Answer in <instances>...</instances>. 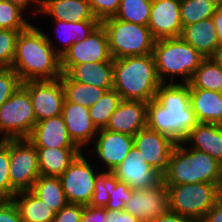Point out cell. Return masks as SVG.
Listing matches in <instances>:
<instances>
[{
  "instance_id": "obj_1",
  "label": "cell",
  "mask_w": 222,
  "mask_h": 222,
  "mask_svg": "<svg viewBox=\"0 0 222 222\" xmlns=\"http://www.w3.org/2000/svg\"><path fill=\"white\" fill-rule=\"evenodd\" d=\"M187 83H162L147 103V128L181 143L198 123L190 106Z\"/></svg>"
},
{
  "instance_id": "obj_2",
  "label": "cell",
  "mask_w": 222,
  "mask_h": 222,
  "mask_svg": "<svg viewBox=\"0 0 222 222\" xmlns=\"http://www.w3.org/2000/svg\"><path fill=\"white\" fill-rule=\"evenodd\" d=\"M11 68L22 83L54 80L62 76L61 57L50 45L43 30L32 23L18 36Z\"/></svg>"
},
{
  "instance_id": "obj_3",
  "label": "cell",
  "mask_w": 222,
  "mask_h": 222,
  "mask_svg": "<svg viewBox=\"0 0 222 222\" xmlns=\"http://www.w3.org/2000/svg\"><path fill=\"white\" fill-rule=\"evenodd\" d=\"M113 84L122 100L149 102L162 84L153 54L113 59Z\"/></svg>"
},
{
  "instance_id": "obj_4",
  "label": "cell",
  "mask_w": 222,
  "mask_h": 222,
  "mask_svg": "<svg viewBox=\"0 0 222 222\" xmlns=\"http://www.w3.org/2000/svg\"><path fill=\"white\" fill-rule=\"evenodd\" d=\"M165 184L206 182L222 188V164L209 154L176 143L163 175Z\"/></svg>"
},
{
  "instance_id": "obj_5",
  "label": "cell",
  "mask_w": 222,
  "mask_h": 222,
  "mask_svg": "<svg viewBox=\"0 0 222 222\" xmlns=\"http://www.w3.org/2000/svg\"><path fill=\"white\" fill-rule=\"evenodd\" d=\"M157 74L162 83H175L174 77L188 83L205 57L186 43L181 36L157 39L153 48ZM175 75V76H174Z\"/></svg>"
},
{
  "instance_id": "obj_6",
  "label": "cell",
  "mask_w": 222,
  "mask_h": 222,
  "mask_svg": "<svg viewBox=\"0 0 222 222\" xmlns=\"http://www.w3.org/2000/svg\"><path fill=\"white\" fill-rule=\"evenodd\" d=\"M101 24L106 30L113 59L153 53L156 39L148 26L121 21L114 17L103 20Z\"/></svg>"
},
{
  "instance_id": "obj_7",
  "label": "cell",
  "mask_w": 222,
  "mask_h": 222,
  "mask_svg": "<svg viewBox=\"0 0 222 222\" xmlns=\"http://www.w3.org/2000/svg\"><path fill=\"white\" fill-rule=\"evenodd\" d=\"M169 191V211L200 222L222 195V188L206 182L165 184Z\"/></svg>"
},
{
  "instance_id": "obj_8",
  "label": "cell",
  "mask_w": 222,
  "mask_h": 222,
  "mask_svg": "<svg viewBox=\"0 0 222 222\" xmlns=\"http://www.w3.org/2000/svg\"><path fill=\"white\" fill-rule=\"evenodd\" d=\"M36 123L29 91L21 84L0 106L1 140L27 138Z\"/></svg>"
},
{
  "instance_id": "obj_9",
  "label": "cell",
  "mask_w": 222,
  "mask_h": 222,
  "mask_svg": "<svg viewBox=\"0 0 222 222\" xmlns=\"http://www.w3.org/2000/svg\"><path fill=\"white\" fill-rule=\"evenodd\" d=\"M10 143L9 176L11 199L20 191L31 190L40 176L36 147L27 138L6 139Z\"/></svg>"
},
{
  "instance_id": "obj_10",
  "label": "cell",
  "mask_w": 222,
  "mask_h": 222,
  "mask_svg": "<svg viewBox=\"0 0 222 222\" xmlns=\"http://www.w3.org/2000/svg\"><path fill=\"white\" fill-rule=\"evenodd\" d=\"M83 152L80 153L59 179L68 203L89 205L97 172Z\"/></svg>"
},
{
  "instance_id": "obj_11",
  "label": "cell",
  "mask_w": 222,
  "mask_h": 222,
  "mask_svg": "<svg viewBox=\"0 0 222 222\" xmlns=\"http://www.w3.org/2000/svg\"><path fill=\"white\" fill-rule=\"evenodd\" d=\"M106 30L100 24L79 43H74L61 56L62 73H67L74 65L109 61L111 59Z\"/></svg>"
},
{
  "instance_id": "obj_12",
  "label": "cell",
  "mask_w": 222,
  "mask_h": 222,
  "mask_svg": "<svg viewBox=\"0 0 222 222\" xmlns=\"http://www.w3.org/2000/svg\"><path fill=\"white\" fill-rule=\"evenodd\" d=\"M22 85L29 91L37 122L61 115L65 92L60 78L27 81Z\"/></svg>"
},
{
  "instance_id": "obj_13",
  "label": "cell",
  "mask_w": 222,
  "mask_h": 222,
  "mask_svg": "<svg viewBox=\"0 0 222 222\" xmlns=\"http://www.w3.org/2000/svg\"><path fill=\"white\" fill-rule=\"evenodd\" d=\"M126 212L150 222L169 211V191L164 182L157 186L132 190V195L125 205Z\"/></svg>"
},
{
  "instance_id": "obj_14",
  "label": "cell",
  "mask_w": 222,
  "mask_h": 222,
  "mask_svg": "<svg viewBox=\"0 0 222 222\" xmlns=\"http://www.w3.org/2000/svg\"><path fill=\"white\" fill-rule=\"evenodd\" d=\"M176 142L170 137L149 128L139 130L133 136V146L140 151L145 161L162 175L168 167L171 152Z\"/></svg>"
},
{
  "instance_id": "obj_15",
  "label": "cell",
  "mask_w": 222,
  "mask_h": 222,
  "mask_svg": "<svg viewBox=\"0 0 222 222\" xmlns=\"http://www.w3.org/2000/svg\"><path fill=\"white\" fill-rule=\"evenodd\" d=\"M140 151L133 147L126 158L112 172L116 178L127 183L133 190L145 189L163 182V175L151 167L139 155Z\"/></svg>"
},
{
  "instance_id": "obj_16",
  "label": "cell",
  "mask_w": 222,
  "mask_h": 222,
  "mask_svg": "<svg viewBox=\"0 0 222 222\" xmlns=\"http://www.w3.org/2000/svg\"><path fill=\"white\" fill-rule=\"evenodd\" d=\"M148 28L156 40L180 37V0H152Z\"/></svg>"
},
{
  "instance_id": "obj_17",
  "label": "cell",
  "mask_w": 222,
  "mask_h": 222,
  "mask_svg": "<svg viewBox=\"0 0 222 222\" xmlns=\"http://www.w3.org/2000/svg\"><path fill=\"white\" fill-rule=\"evenodd\" d=\"M95 153L105 163L106 171H113L126 158L133 146V136L99 129L95 136Z\"/></svg>"
},
{
  "instance_id": "obj_18",
  "label": "cell",
  "mask_w": 222,
  "mask_h": 222,
  "mask_svg": "<svg viewBox=\"0 0 222 222\" xmlns=\"http://www.w3.org/2000/svg\"><path fill=\"white\" fill-rule=\"evenodd\" d=\"M147 127V102L122 100L105 129L134 136Z\"/></svg>"
},
{
  "instance_id": "obj_19",
  "label": "cell",
  "mask_w": 222,
  "mask_h": 222,
  "mask_svg": "<svg viewBox=\"0 0 222 222\" xmlns=\"http://www.w3.org/2000/svg\"><path fill=\"white\" fill-rule=\"evenodd\" d=\"M27 139L35 147L79 148L71 139L62 115L37 122Z\"/></svg>"
},
{
  "instance_id": "obj_20",
  "label": "cell",
  "mask_w": 222,
  "mask_h": 222,
  "mask_svg": "<svg viewBox=\"0 0 222 222\" xmlns=\"http://www.w3.org/2000/svg\"><path fill=\"white\" fill-rule=\"evenodd\" d=\"M61 115L71 139L80 149L95 139L98 129L92 122L89 108L64 100Z\"/></svg>"
},
{
  "instance_id": "obj_21",
  "label": "cell",
  "mask_w": 222,
  "mask_h": 222,
  "mask_svg": "<svg viewBox=\"0 0 222 222\" xmlns=\"http://www.w3.org/2000/svg\"><path fill=\"white\" fill-rule=\"evenodd\" d=\"M184 144L203 151L222 164V125L198 122L188 133Z\"/></svg>"
},
{
  "instance_id": "obj_22",
  "label": "cell",
  "mask_w": 222,
  "mask_h": 222,
  "mask_svg": "<svg viewBox=\"0 0 222 222\" xmlns=\"http://www.w3.org/2000/svg\"><path fill=\"white\" fill-rule=\"evenodd\" d=\"M190 106L197 122L222 125V92L189 88Z\"/></svg>"
},
{
  "instance_id": "obj_23",
  "label": "cell",
  "mask_w": 222,
  "mask_h": 222,
  "mask_svg": "<svg viewBox=\"0 0 222 222\" xmlns=\"http://www.w3.org/2000/svg\"><path fill=\"white\" fill-rule=\"evenodd\" d=\"M73 81L97 86L106 91L114 88L113 58L109 61L82 63L74 65L66 73Z\"/></svg>"
},
{
  "instance_id": "obj_24",
  "label": "cell",
  "mask_w": 222,
  "mask_h": 222,
  "mask_svg": "<svg viewBox=\"0 0 222 222\" xmlns=\"http://www.w3.org/2000/svg\"><path fill=\"white\" fill-rule=\"evenodd\" d=\"M39 14L52 16L58 21L97 20L91 12L88 0H42Z\"/></svg>"
},
{
  "instance_id": "obj_25",
  "label": "cell",
  "mask_w": 222,
  "mask_h": 222,
  "mask_svg": "<svg viewBox=\"0 0 222 222\" xmlns=\"http://www.w3.org/2000/svg\"><path fill=\"white\" fill-rule=\"evenodd\" d=\"M181 38L205 58H210L218 44L216 27L212 18L185 26Z\"/></svg>"
},
{
  "instance_id": "obj_26",
  "label": "cell",
  "mask_w": 222,
  "mask_h": 222,
  "mask_svg": "<svg viewBox=\"0 0 222 222\" xmlns=\"http://www.w3.org/2000/svg\"><path fill=\"white\" fill-rule=\"evenodd\" d=\"M40 175L60 176L83 151L80 148L36 147Z\"/></svg>"
},
{
  "instance_id": "obj_27",
  "label": "cell",
  "mask_w": 222,
  "mask_h": 222,
  "mask_svg": "<svg viewBox=\"0 0 222 222\" xmlns=\"http://www.w3.org/2000/svg\"><path fill=\"white\" fill-rule=\"evenodd\" d=\"M56 25V30L60 34L58 39L63 42V47L55 46L54 42L49 35L46 34L47 40H49L50 45L56 51V53L61 57L74 43H79L87 38L92 31H94L101 23L98 20H85L81 22L73 21H58L53 20ZM61 30V31H59Z\"/></svg>"
},
{
  "instance_id": "obj_28",
  "label": "cell",
  "mask_w": 222,
  "mask_h": 222,
  "mask_svg": "<svg viewBox=\"0 0 222 222\" xmlns=\"http://www.w3.org/2000/svg\"><path fill=\"white\" fill-rule=\"evenodd\" d=\"M12 200L18 207L22 222H53L56 216V212L30 190L17 192Z\"/></svg>"
},
{
  "instance_id": "obj_29",
  "label": "cell",
  "mask_w": 222,
  "mask_h": 222,
  "mask_svg": "<svg viewBox=\"0 0 222 222\" xmlns=\"http://www.w3.org/2000/svg\"><path fill=\"white\" fill-rule=\"evenodd\" d=\"M30 191L56 213L68 204L59 176L40 175Z\"/></svg>"
},
{
  "instance_id": "obj_30",
  "label": "cell",
  "mask_w": 222,
  "mask_h": 222,
  "mask_svg": "<svg viewBox=\"0 0 222 222\" xmlns=\"http://www.w3.org/2000/svg\"><path fill=\"white\" fill-rule=\"evenodd\" d=\"M65 100L89 108L94 105L106 92L105 89L73 81L66 73L60 77Z\"/></svg>"
},
{
  "instance_id": "obj_31",
  "label": "cell",
  "mask_w": 222,
  "mask_h": 222,
  "mask_svg": "<svg viewBox=\"0 0 222 222\" xmlns=\"http://www.w3.org/2000/svg\"><path fill=\"white\" fill-rule=\"evenodd\" d=\"M187 84L189 88L222 92V67L211 58H205Z\"/></svg>"
},
{
  "instance_id": "obj_32",
  "label": "cell",
  "mask_w": 222,
  "mask_h": 222,
  "mask_svg": "<svg viewBox=\"0 0 222 222\" xmlns=\"http://www.w3.org/2000/svg\"><path fill=\"white\" fill-rule=\"evenodd\" d=\"M122 101L120 94L114 89L106 91L103 96L89 107L90 117L97 129H104L109 123L111 115Z\"/></svg>"
},
{
  "instance_id": "obj_33",
  "label": "cell",
  "mask_w": 222,
  "mask_h": 222,
  "mask_svg": "<svg viewBox=\"0 0 222 222\" xmlns=\"http://www.w3.org/2000/svg\"><path fill=\"white\" fill-rule=\"evenodd\" d=\"M152 0H121L114 18L148 26Z\"/></svg>"
},
{
  "instance_id": "obj_34",
  "label": "cell",
  "mask_w": 222,
  "mask_h": 222,
  "mask_svg": "<svg viewBox=\"0 0 222 222\" xmlns=\"http://www.w3.org/2000/svg\"><path fill=\"white\" fill-rule=\"evenodd\" d=\"M104 187L109 194V201L105 208L107 210H124L133 189L127 183L119 181L111 171H104Z\"/></svg>"
},
{
  "instance_id": "obj_35",
  "label": "cell",
  "mask_w": 222,
  "mask_h": 222,
  "mask_svg": "<svg viewBox=\"0 0 222 222\" xmlns=\"http://www.w3.org/2000/svg\"><path fill=\"white\" fill-rule=\"evenodd\" d=\"M217 6L209 0H180L182 27L212 18Z\"/></svg>"
},
{
  "instance_id": "obj_36",
  "label": "cell",
  "mask_w": 222,
  "mask_h": 222,
  "mask_svg": "<svg viewBox=\"0 0 222 222\" xmlns=\"http://www.w3.org/2000/svg\"><path fill=\"white\" fill-rule=\"evenodd\" d=\"M24 11L7 0H0V26L11 30H25L31 23Z\"/></svg>"
},
{
  "instance_id": "obj_37",
  "label": "cell",
  "mask_w": 222,
  "mask_h": 222,
  "mask_svg": "<svg viewBox=\"0 0 222 222\" xmlns=\"http://www.w3.org/2000/svg\"><path fill=\"white\" fill-rule=\"evenodd\" d=\"M22 30H0V68H11L16 52V43Z\"/></svg>"
},
{
  "instance_id": "obj_38",
  "label": "cell",
  "mask_w": 222,
  "mask_h": 222,
  "mask_svg": "<svg viewBox=\"0 0 222 222\" xmlns=\"http://www.w3.org/2000/svg\"><path fill=\"white\" fill-rule=\"evenodd\" d=\"M9 162L10 143L7 140H0V200H11Z\"/></svg>"
},
{
  "instance_id": "obj_39",
  "label": "cell",
  "mask_w": 222,
  "mask_h": 222,
  "mask_svg": "<svg viewBox=\"0 0 222 222\" xmlns=\"http://www.w3.org/2000/svg\"><path fill=\"white\" fill-rule=\"evenodd\" d=\"M22 81L12 68H0V106L19 88Z\"/></svg>"
},
{
  "instance_id": "obj_40",
  "label": "cell",
  "mask_w": 222,
  "mask_h": 222,
  "mask_svg": "<svg viewBox=\"0 0 222 222\" xmlns=\"http://www.w3.org/2000/svg\"><path fill=\"white\" fill-rule=\"evenodd\" d=\"M120 1L121 0H88L93 16L100 23L116 15Z\"/></svg>"
},
{
  "instance_id": "obj_41",
  "label": "cell",
  "mask_w": 222,
  "mask_h": 222,
  "mask_svg": "<svg viewBox=\"0 0 222 222\" xmlns=\"http://www.w3.org/2000/svg\"><path fill=\"white\" fill-rule=\"evenodd\" d=\"M94 184V192L89 205L105 208L109 201V194L107 193V189L104 187V171L97 173Z\"/></svg>"
},
{
  "instance_id": "obj_42",
  "label": "cell",
  "mask_w": 222,
  "mask_h": 222,
  "mask_svg": "<svg viewBox=\"0 0 222 222\" xmlns=\"http://www.w3.org/2000/svg\"><path fill=\"white\" fill-rule=\"evenodd\" d=\"M84 206L82 204L68 203L56 213L53 222H81Z\"/></svg>"
},
{
  "instance_id": "obj_43",
  "label": "cell",
  "mask_w": 222,
  "mask_h": 222,
  "mask_svg": "<svg viewBox=\"0 0 222 222\" xmlns=\"http://www.w3.org/2000/svg\"><path fill=\"white\" fill-rule=\"evenodd\" d=\"M0 222H22L17 205L11 200H0Z\"/></svg>"
},
{
  "instance_id": "obj_44",
  "label": "cell",
  "mask_w": 222,
  "mask_h": 222,
  "mask_svg": "<svg viewBox=\"0 0 222 222\" xmlns=\"http://www.w3.org/2000/svg\"><path fill=\"white\" fill-rule=\"evenodd\" d=\"M106 221V208L93 207L85 205L83 207V213L81 222H105Z\"/></svg>"
},
{
  "instance_id": "obj_45",
  "label": "cell",
  "mask_w": 222,
  "mask_h": 222,
  "mask_svg": "<svg viewBox=\"0 0 222 222\" xmlns=\"http://www.w3.org/2000/svg\"><path fill=\"white\" fill-rule=\"evenodd\" d=\"M105 222H142L137 217L129 214L125 210H107Z\"/></svg>"
},
{
  "instance_id": "obj_46",
  "label": "cell",
  "mask_w": 222,
  "mask_h": 222,
  "mask_svg": "<svg viewBox=\"0 0 222 222\" xmlns=\"http://www.w3.org/2000/svg\"><path fill=\"white\" fill-rule=\"evenodd\" d=\"M200 222H222V195Z\"/></svg>"
},
{
  "instance_id": "obj_47",
  "label": "cell",
  "mask_w": 222,
  "mask_h": 222,
  "mask_svg": "<svg viewBox=\"0 0 222 222\" xmlns=\"http://www.w3.org/2000/svg\"><path fill=\"white\" fill-rule=\"evenodd\" d=\"M150 222H197V221L190 217L182 216L180 214L168 211L166 214L160 215L159 217H156L154 220Z\"/></svg>"
},
{
  "instance_id": "obj_48",
  "label": "cell",
  "mask_w": 222,
  "mask_h": 222,
  "mask_svg": "<svg viewBox=\"0 0 222 222\" xmlns=\"http://www.w3.org/2000/svg\"><path fill=\"white\" fill-rule=\"evenodd\" d=\"M7 1L18 6L23 11H25V9L28 11L27 7L29 8L30 5L32 6L33 4H35L33 11H35V14L36 13L38 14V12H40V9H41L42 0H7Z\"/></svg>"
},
{
  "instance_id": "obj_49",
  "label": "cell",
  "mask_w": 222,
  "mask_h": 222,
  "mask_svg": "<svg viewBox=\"0 0 222 222\" xmlns=\"http://www.w3.org/2000/svg\"><path fill=\"white\" fill-rule=\"evenodd\" d=\"M212 19L216 27L218 44L222 45V6L216 8Z\"/></svg>"
},
{
  "instance_id": "obj_50",
  "label": "cell",
  "mask_w": 222,
  "mask_h": 222,
  "mask_svg": "<svg viewBox=\"0 0 222 222\" xmlns=\"http://www.w3.org/2000/svg\"><path fill=\"white\" fill-rule=\"evenodd\" d=\"M216 64L222 67V45L215 48L214 53L210 57Z\"/></svg>"
},
{
  "instance_id": "obj_51",
  "label": "cell",
  "mask_w": 222,
  "mask_h": 222,
  "mask_svg": "<svg viewBox=\"0 0 222 222\" xmlns=\"http://www.w3.org/2000/svg\"><path fill=\"white\" fill-rule=\"evenodd\" d=\"M209 1L214 3L217 7L222 6V0H209Z\"/></svg>"
}]
</instances>
